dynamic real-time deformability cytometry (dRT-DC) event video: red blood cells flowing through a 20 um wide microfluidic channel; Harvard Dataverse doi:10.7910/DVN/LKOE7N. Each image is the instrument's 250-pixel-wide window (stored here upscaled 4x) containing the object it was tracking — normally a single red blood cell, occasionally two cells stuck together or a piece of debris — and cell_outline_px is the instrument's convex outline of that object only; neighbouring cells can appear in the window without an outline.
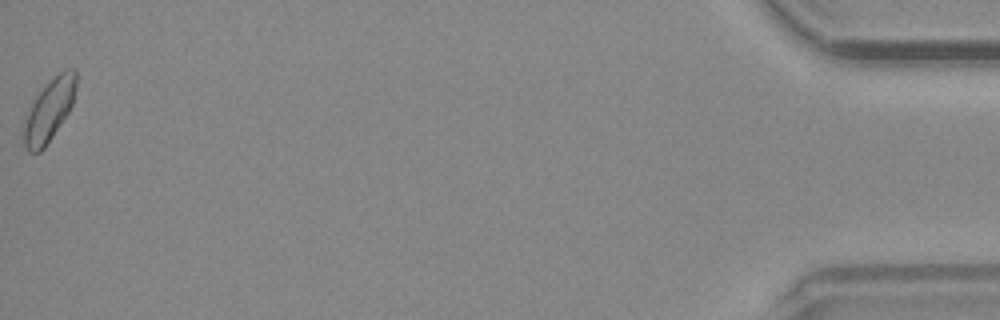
{"species": "common noctule bat (a hibernating species)", "species_latin": "Nyctalus noctula", "temperature_condition": "warm", "stored_images_in_passage": 48, "camera_frame_rate_fps": 3000, "um_per_image_px": 0.085, "animal": {"sex": "male", "body_mass_g": 20.4}, "frame": {"image": 1, "passage_image": 48, "time_ms": 15.667, "image_size_px": [1000, 320], "cell_outline_px": [[76, 88], [72, 104], [68, 112], [44, 148], [40, 152], [28, 152], [24, 148], [20, 132], [28, 112], [36, 96], [44, 84], [48, 80], [64, 68], [76, 68]], "centroid_in_image_um": [4.15, 9.36], "position_along_channel_um": 431.1, "area_um2": 19.25}}